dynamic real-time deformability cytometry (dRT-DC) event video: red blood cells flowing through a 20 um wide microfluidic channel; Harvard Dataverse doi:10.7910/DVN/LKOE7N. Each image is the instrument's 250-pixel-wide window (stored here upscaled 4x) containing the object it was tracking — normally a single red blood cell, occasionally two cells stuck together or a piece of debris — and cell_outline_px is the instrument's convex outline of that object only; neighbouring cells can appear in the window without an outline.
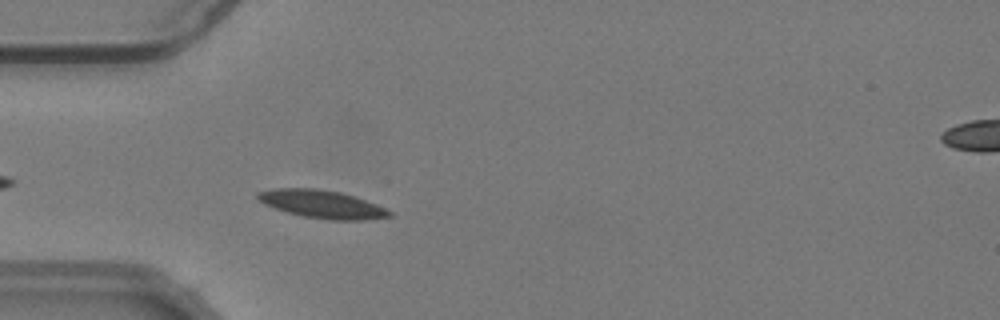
{"species": "common noctule bat (a hibernating species)", "species_latin": "Nyctalus noctula", "temperature_condition": "warm", "stored_images_in_passage": 37, "camera_frame_rate_fps": 3000, "um_per_image_px": 0.085, "animal": {"sex": "male", "body_mass_g": 19.2, "forearm_length_mm": 51.8}, "frame": {"image": 1, "passage_image": 1, "time_ms": 0.0, "image_size_px": [1000, 320], "cell_outline_px": [[392, 216], [368, 220], [328, 220], [304, 216], [288, 212], [264, 204], [256, 200], [256, 192], [276, 188], [316, 188], [340, 192], [376, 204], [392, 212]], "centroid_in_image_um": [27.34, 17.35], "position_along_channel_um": 57.7, "area_um2": 21.39}}
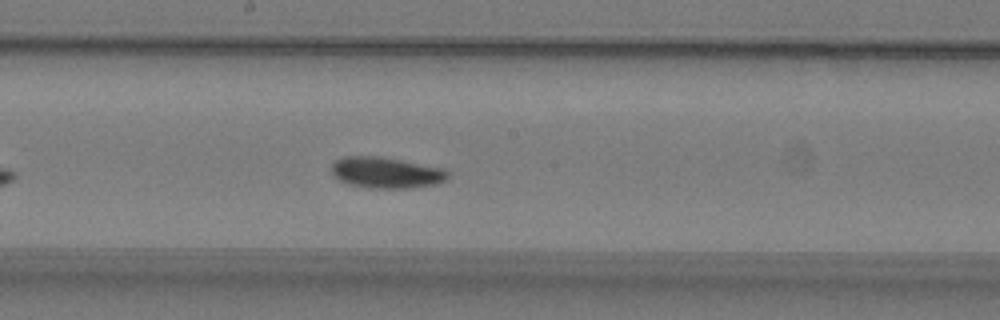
{"frame": {"image": 2, "passage_image": 14, "time_ms": 4.333, "image_size_px": [1000, 320], "cell_outline_px": [[448, 180], [436, 184], [412, 188], [368, 188], [348, 184], [336, 180], [332, 176], [332, 164], [336, 160], [344, 156], [376, 156], [400, 160], [440, 168], [448, 172]], "centroid_in_image_um": [32.77, 14.69], "position_along_channel_um": 215.4, "area_um2": 21.1}}
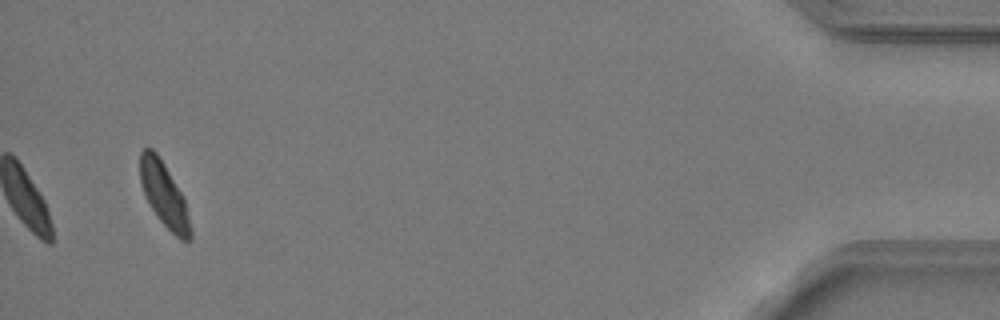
{"frame": {"image": 3, "passage_image": 37, "time_ms": 12.0, "image_size_px": [1000, 320], "cell_outline_px": [[192, 240], [180, 240], [160, 220], [144, 196], [140, 184], [140, 152], [144, 148], [152, 148], [156, 152], [164, 164], [180, 192], [184, 200], [192, 228]], "centroid_in_image_um": [13.94, 16.56], "position_along_channel_um": 421.3, "area_um2": 18.61}, "authors_computed_cell_mechanics": {"area_um2": 20.1722, "velocity_mm_per_s": 3.7464, "shape_relaxation_time_tau1_ms": 4.4112, "shape_relaxation_time_tau2_ms": 3.6105, "deformation_change_tau1": 0.1404, "deformation_change_tau2": 0.0812}}